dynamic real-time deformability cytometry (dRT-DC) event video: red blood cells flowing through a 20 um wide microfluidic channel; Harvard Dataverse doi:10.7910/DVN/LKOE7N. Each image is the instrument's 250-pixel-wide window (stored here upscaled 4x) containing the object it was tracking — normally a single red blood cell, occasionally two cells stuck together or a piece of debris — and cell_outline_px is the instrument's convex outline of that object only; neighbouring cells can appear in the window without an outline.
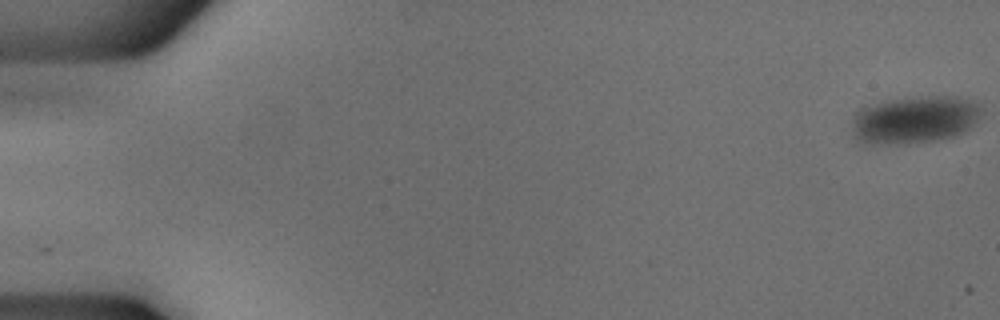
{"species": "common noctule bat (a hibernating species)", "species_latin": "Nyctalus noctula", "temperature_condition": "cold", "stored_images_in_passage": 16, "camera_frame_rate_fps": 3000, "um_per_image_px": 0.085, "animal": {"sex": "male", "body_mass_g": 18.8}, "frame": {"image": 1, "passage_image": 1, "time_ms": 0.0, "image_size_px": [1000, 320], "cell_outline_px": [[984, 112], [964, 132], [952, 136], [936, 140], [908, 144], [864, 144], [856, 140], [852, 136], [852, 120], [856, 112], [864, 108], [888, 100], [920, 96], [960, 96], [976, 100], [984, 108]], "centroid_in_image_um": [77.78, 10.17], "position_along_channel_um": 7.2, "area_um2": 36.41}}